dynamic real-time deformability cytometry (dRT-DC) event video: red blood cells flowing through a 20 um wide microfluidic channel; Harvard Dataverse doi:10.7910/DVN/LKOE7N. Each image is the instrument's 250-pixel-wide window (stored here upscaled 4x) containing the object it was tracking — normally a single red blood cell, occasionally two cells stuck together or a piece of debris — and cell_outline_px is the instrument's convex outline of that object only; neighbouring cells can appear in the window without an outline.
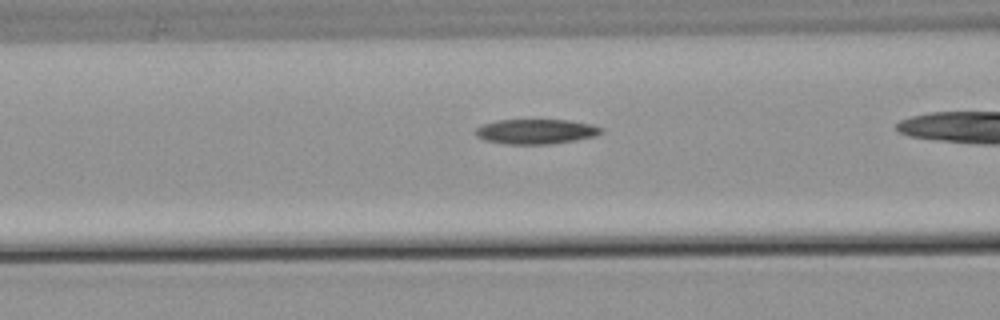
{"species": "common noctule bat (a hibernating species)", "species_latin": "Nyctalus noctula", "temperature_condition": "warm", "stored_images_in_passage": 34, "camera_frame_rate_fps": 3000, "um_per_image_px": 0.085, "animal": {"sex": "male", "body_mass_g": 21.5, "forearm_length_mm": 52.0}, "frame": {"image": 1, "passage_image": 13, "time_ms": 4.0, "image_size_px": [1000, 320], "cell_outline_px": [[604, 132], [596, 136], [576, 140], [552, 144], [504, 144], [484, 140], [476, 136], [476, 128], [484, 124], [496, 120], [572, 120], [592, 124], [604, 128]], "centroid_in_image_um": [45.61, 11.18], "position_along_channel_um": 121.0, "area_um2": 18.44}}
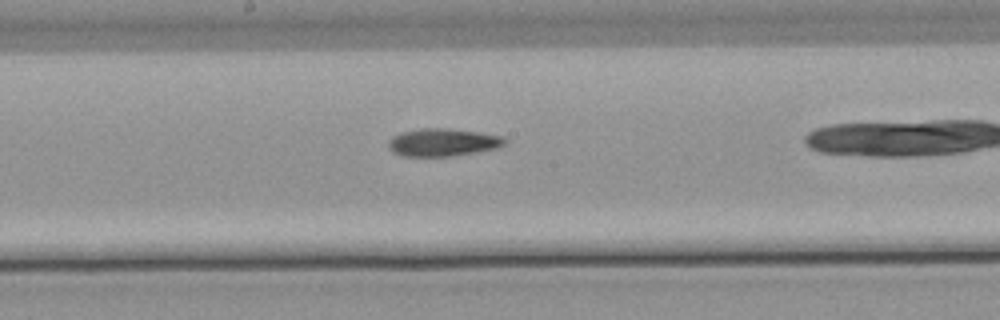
{"frame": {"image": 2, "passage_image": 20, "time_ms": 6.333, "image_size_px": [1000, 320], "cell_outline_px": [[508, 140], [504, 144], [496, 148], [476, 152], [448, 156], [404, 156], [392, 152], [388, 148], [388, 140], [392, 136], [400, 132], [420, 128], [448, 128], [480, 132], [504, 136]], "centroid_in_image_um": [37.62, 12.08], "position_along_channel_um": 210.6, "area_um2": 18.96}}
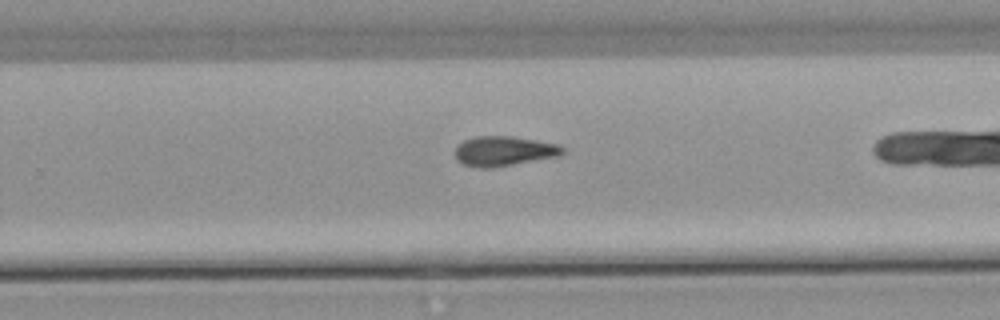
{"frame": {"image": 3, "passage_image": 26, "time_ms": 8.333, "image_size_px": [1000, 320], "cell_outline_px": [[564, 152], [560, 156], [488, 168], [480, 168], [464, 164], [456, 160], [456, 144], [464, 140], [476, 136], [512, 136], [560, 144], [564, 148]], "centroid_in_image_um": [42.84, 12.83], "position_along_channel_um": 287.0, "area_um2": 18.67}}